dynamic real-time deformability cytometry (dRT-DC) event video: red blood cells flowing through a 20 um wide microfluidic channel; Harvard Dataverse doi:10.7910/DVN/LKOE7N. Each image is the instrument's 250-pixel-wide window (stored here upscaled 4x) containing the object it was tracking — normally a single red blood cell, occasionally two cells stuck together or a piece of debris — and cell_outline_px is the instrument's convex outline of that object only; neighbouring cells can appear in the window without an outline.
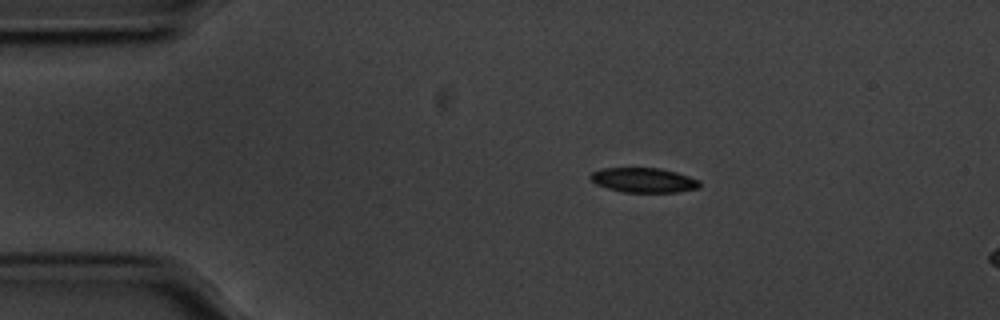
{"species": "common noctule bat (a hibernating species)", "species_latin": "Nyctalus noctula", "temperature_condition": "cold", "stored_images_in_passage": 16, "camera_frame_rate_fps": 3000, "um_per_image_px": 0.085, "animal": {"sex": "male", "body_mass_g": 20.1, "forearm_length_mm": 53.5}, "frame": {"image": 1, "passage_image": 10, "time_ms": 3.0, "image_size_px": [1000, 320], "cell_outline_px": [[700, 188], [676, 192], [624, 192], [608, 188], [596, 184], [588, 176], [592, 172], [600, 168], [660, 168], [676, 172], [700, 180]], "centroid_in_image_um": [54.71, 15.31], "position_along_channel_um": 30.3, "area_um2": 15.72}}